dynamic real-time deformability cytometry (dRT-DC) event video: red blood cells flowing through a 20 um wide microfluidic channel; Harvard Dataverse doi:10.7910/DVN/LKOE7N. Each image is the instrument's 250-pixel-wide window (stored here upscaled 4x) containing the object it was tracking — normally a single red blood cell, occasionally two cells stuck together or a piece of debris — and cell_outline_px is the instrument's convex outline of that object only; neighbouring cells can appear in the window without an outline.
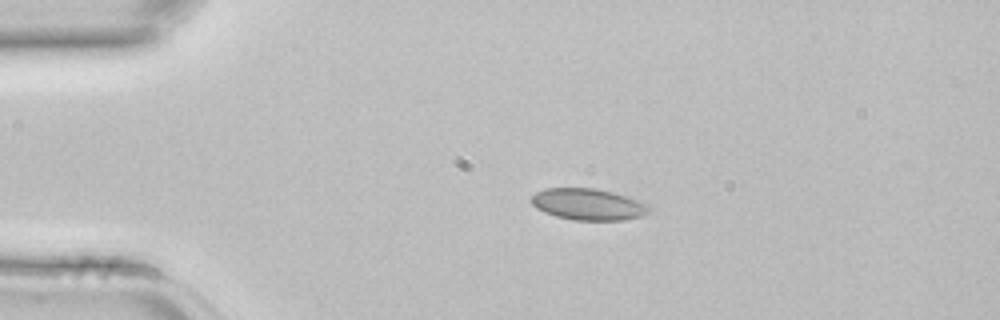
{"species": "common noctule bat (a hibernating species)", "species_latin": "Nyctalus noctula", "temperature_condition": "room temperature", "stored_images_in_passage": 4, "camera_frame_rate_fps": 3000, "um_per_image_px": 0.085, "animal": {"sex": "female", "body_mass_g": 22.7, "forearm_length_mm": 54.2}, "frame": {"image": 1, "passage_image": 2, "time_ms": 0.333, "image_size_px": [1000, 320], "cell_outline_px": [[652, 208], [644, 216], [624, 220], [576, 220], [556, 216], [544, 212], [536, 208], [532, 204], [532, 196], [536, 192], [544, 188], [596, 188], [612, 192], [648, 204]], "centroid_in_image_um": [50.0, 17.37], "position_along_channel_um": 35.0, "area_um2": 21.56}}